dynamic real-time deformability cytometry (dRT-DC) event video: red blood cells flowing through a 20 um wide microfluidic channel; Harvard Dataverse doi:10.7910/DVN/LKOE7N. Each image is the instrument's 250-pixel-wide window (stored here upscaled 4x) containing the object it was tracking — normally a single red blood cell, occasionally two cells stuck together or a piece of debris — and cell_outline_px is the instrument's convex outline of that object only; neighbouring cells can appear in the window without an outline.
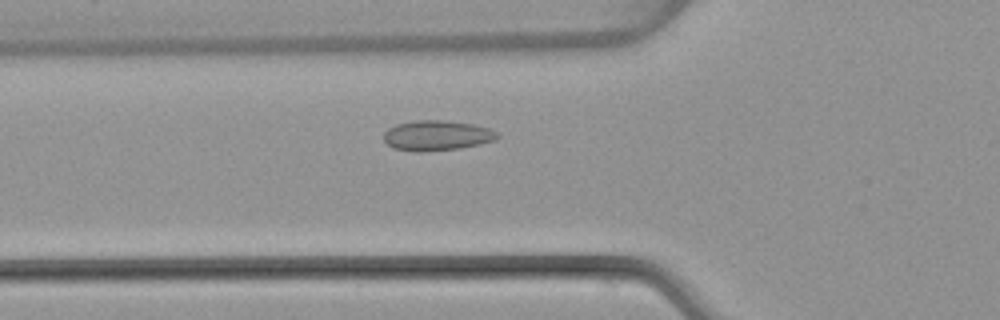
{"species": "common noctule bat (a hibernating species)", "species_latin": "Nyctalus noctula", "temperature_condition": "warm", "stored_images_in_passage": 47, "camera_frame_rate_fps": 3000, "um_per_image_px": 0.085, "animal": {"sex": "female", "body_mass_g": 22.7, "forearm_length_mm": 54.2}, "frame": {"image": 1, "passage_image": 15, "time_ms": 4.667, "image_size_px": [1000, 320], "cell_outline_px": [[500, 136], [496, 140], [480, 144], [460, 148], [420, 152], [412, 152], [392, 148], [384, 140], [384, 132], [388, 128], [396, 124], [416, 120], [440, 120], [472, 124], [488, 128], [500, 132]], "centroid_in_image_um": [37.14, 11.52], "position_along_channel_um": 88.7, "area_um2": 20.11}}
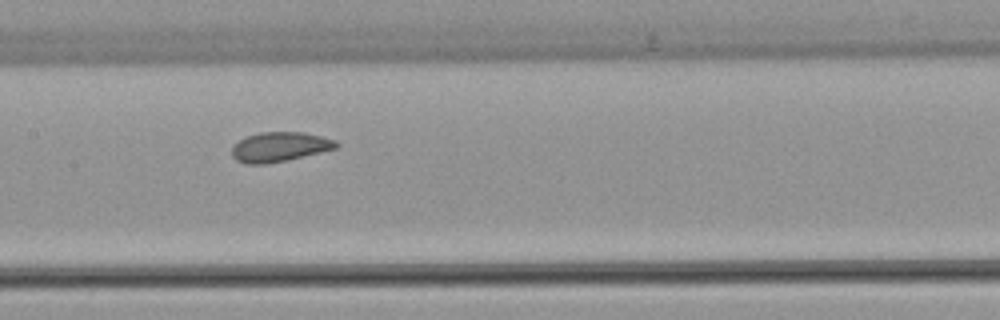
{"frame": {"image": 2, "passage_image": 22, "time_ms": 7.0, "image_size_px": [1000, 320], "cell_outline_px": [[340, 144], [336, 148], [288, 160], [264, 164], [244, 164], [236, 160], [232, 156], [232, 144], [248, 136], [260, 132], [304, 132], [336, 140]], "centroid_in_image_um": [23.75, 12.49], "position_along_channel_um": 183.7, "area_um2": 18.03}}
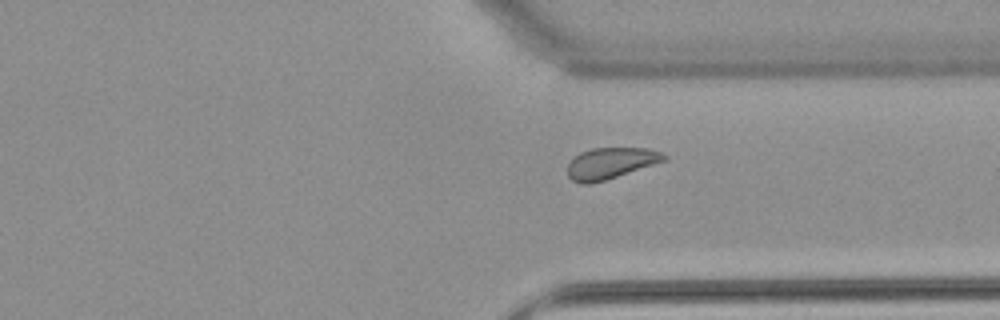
{"frame": {"image": 3, "passage_image": 35, "time_ms": 11.333, "image_size_px": [1000, 320], "cell_outline_px": [[668, 160], [604, 180], [588, 184], [580, 184], [572, 180], [568, 176], [568, 164], [580, 152], [592, 148], [648, 148], [660, 152], [668, 156]], "centroid_in_image_um": [51.92, 13.87], "position_along_channel_um": 359.5, "area_um2": 17.46}}